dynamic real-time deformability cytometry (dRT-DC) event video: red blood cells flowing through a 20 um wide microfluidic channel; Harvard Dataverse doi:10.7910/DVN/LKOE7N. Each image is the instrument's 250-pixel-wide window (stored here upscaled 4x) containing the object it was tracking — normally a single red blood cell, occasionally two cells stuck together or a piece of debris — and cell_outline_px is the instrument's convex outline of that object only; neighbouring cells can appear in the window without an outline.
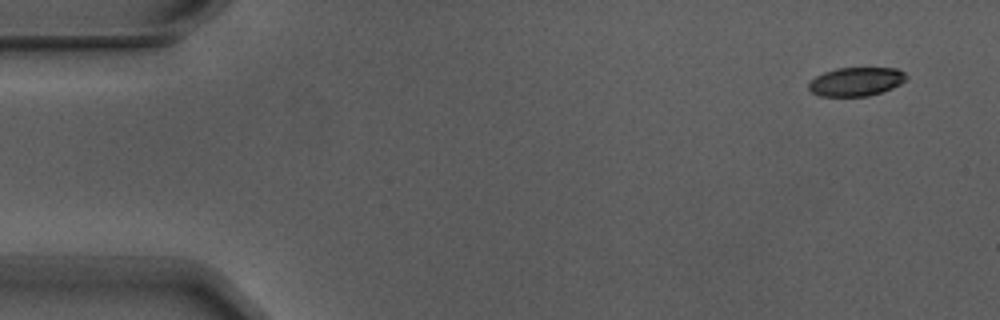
{"species": "Egyptian fruit bat (a non-hibernating species)", "species_latin": "Rousettus aegyptiacus", "temperature_condition": "warm", "stored_images_in_passage": 5, "camera_frame_rate_fps": 3000, "um_per_image_px": 0.085, "animal": {"sex": "male"}, "frame": {"image": 1, "passage_image": 1, "time_ms": 0.0, "image_size_px": [1000, 320], "cell_outline_px": [[908, 76], [900, 84], [892, 88], [868, 96], [820, 96], [812, 92], [808, 88], [808, 84], [816, 76], [824, 72], [836, 68], [896, 68], [904, 72]], "centroid_in_image_um": [72.76, 6.93], "position_along_channel_um": 12.2, "area_um2": 16.24}}